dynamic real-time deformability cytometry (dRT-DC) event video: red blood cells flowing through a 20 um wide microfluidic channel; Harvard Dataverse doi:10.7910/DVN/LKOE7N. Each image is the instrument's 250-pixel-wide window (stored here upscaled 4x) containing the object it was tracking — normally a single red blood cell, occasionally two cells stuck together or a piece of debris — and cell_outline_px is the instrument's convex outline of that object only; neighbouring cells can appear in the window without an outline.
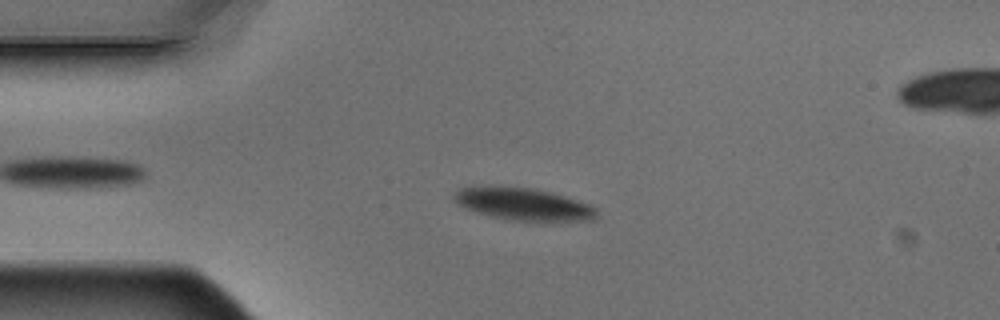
{"species": "Egyptian fruit bat (a non-hibernating species)", "species_latin": "Rousettus aegyptiacus", "temperature_condition": "warm", "stored_images_in_passage": 4, "camera_frame_rate_fps": 3000, "um_per_image_px": 0.085, "animal": {"sex": "male"}, "frame": {"image": 1, "passage_image": 2, "time_ms": 0.333, "image_size_px": [1000, 320], "cell_outline_px": [[596, 220], [552, 224], [512, 220], [492, 216], [476, 212], [452, 200], [452, 196], [460, 188], [528, 188], [548, 192], [588, 204], [596, 208]], "centroid_in_image_um": [44.61, 17.44], "position_along_channel_um": 40.4, "area_um2": 26.65}}
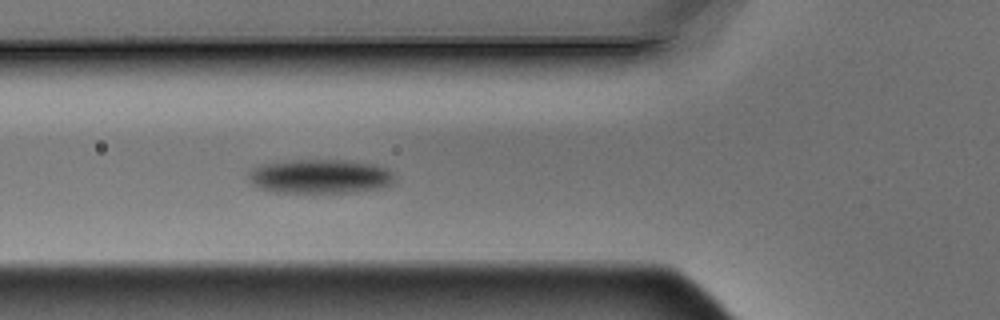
{"frame": {"image": 2, "passage_image": 4, "time_ms": 1.0, "image_size_px": [1000, 320], "cell_outline_px": [[396, 184], [380, 188], [352, 192], [272, 192], [260, 188], [252, 184], [248, 180], [248, 172], [252, 168], [260, 164], [292, 160], [352, 160], [376, 164], [388, 168], [396, 176]], "centroid_in_image_um": [27.25, 14.98], "position_along_channel_um": 98.5, "area_um2": 29.65}}